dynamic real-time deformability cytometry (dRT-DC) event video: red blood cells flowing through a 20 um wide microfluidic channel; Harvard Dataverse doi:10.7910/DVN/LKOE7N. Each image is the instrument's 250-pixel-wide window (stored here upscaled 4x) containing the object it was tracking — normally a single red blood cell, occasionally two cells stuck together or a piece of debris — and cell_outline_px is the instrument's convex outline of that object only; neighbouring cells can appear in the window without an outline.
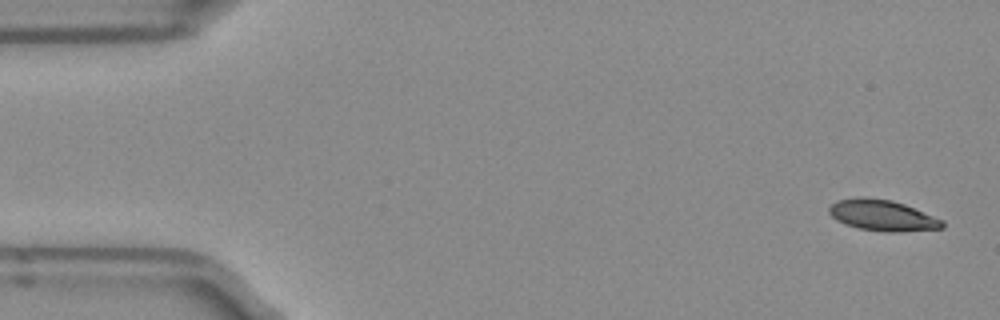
{"species": "Egyptian fruit bat (a non-hibernating species)", "species_latin": "Rousettus aegyptiacus", "temperature_condition": "room temperature", "stored_images_in_passage": 5, "camera_frame_rate_fps": 3000, "um_per_image_px": 0.085, "frame": {"image": 1, "passage_image": 1, "time_ms": 0.0, "image_size_px": [1000, 320], "cell_outline_px": [[944, 228], [900, 232], [888, 232], [860, 228], [844, 224], [836, 220], [828, 212], [828, 208], [832, 204], [840, 200], [860, 196], [864, 196], [892, 200], [904, 204], [944, 220]], "centroid_in_image_um": [75.02, 18.3], "position_along_channel_um": 10.0, "area_um2": 20.46}}
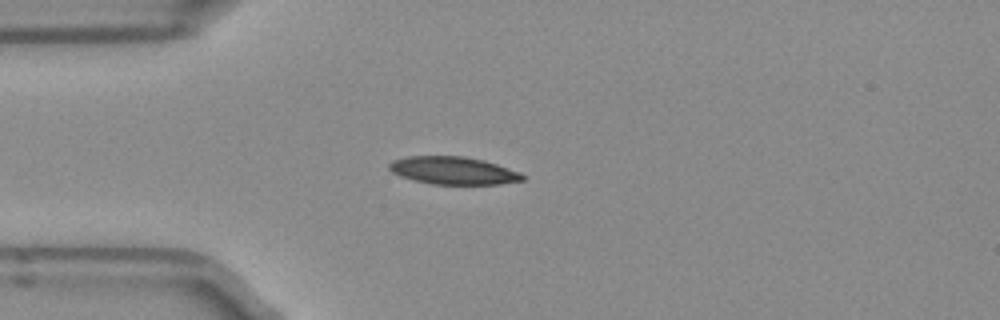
{"frame": {"image": 2, "passage_image": 4, "time_ms": 1.0, "image_size_px": [1000, 320], "cell_outline_px": [[524, 180], [500, 184], [432, 184], [400, 176], [392, 172], [388, 168], [388, 164], [392, 160], [408, 156], [464, 156], [484, 160], [520, 172], [524, 176]], "centroid_in_image_um": [38.52, 14.49], "position_along_channel_um": 46.5, "area_um2": 21.44}}